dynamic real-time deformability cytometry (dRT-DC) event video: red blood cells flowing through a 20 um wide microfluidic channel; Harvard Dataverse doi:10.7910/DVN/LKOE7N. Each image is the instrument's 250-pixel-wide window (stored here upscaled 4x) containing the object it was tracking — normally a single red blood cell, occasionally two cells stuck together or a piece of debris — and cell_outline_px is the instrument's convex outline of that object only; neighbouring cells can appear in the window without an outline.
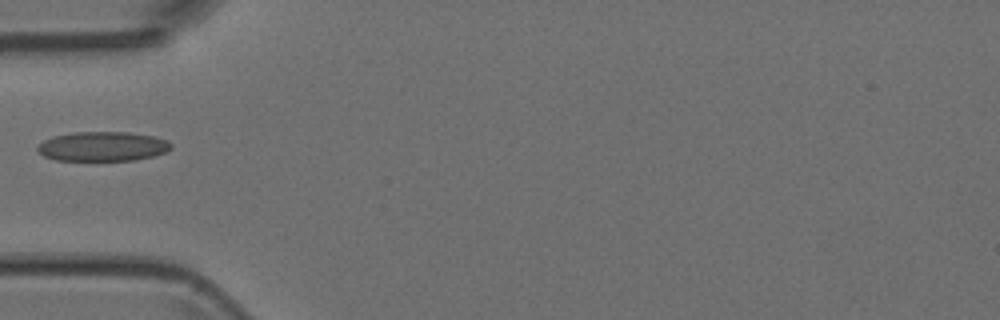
{"species": "Egyptian fruit bat (a non-hibernating species)", "species_latin": "Rousettus aegyptiacus", "temperature_condition": "room temperature", "stored_images_in_passage": 29, "camera_frame_rate_fps": 3000, "um_per_image_px": 0.085, "animal": {"sex": "female"}, "frame": {"image": 1, "passage_image": 1, "time_ms": 0.0, "image_size_px": [1000, 320], "cell_outline_px": [[172, 148], [156, 156], [136, 160], [56, 160], [44, 156], [36, 148], [44, 140], [52, 136], [72, 132], [128, 132], [152, 136], [168, 140], [172, 144]], "centroid_in_image_um": [8.75, 12.44], "position_along_channel_um": 76.3, "area_um2": 23.0}}
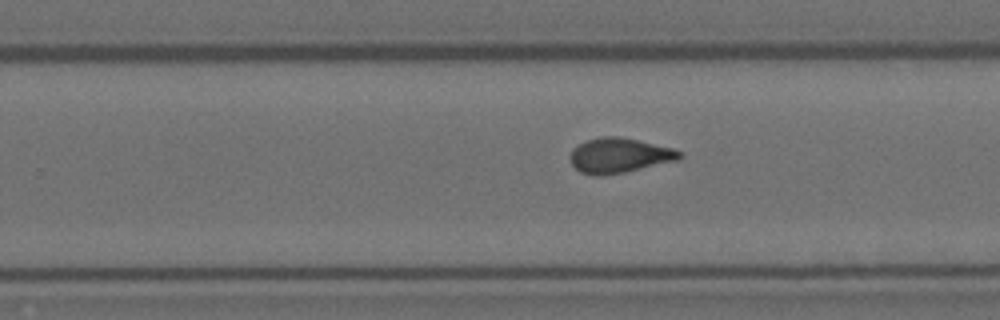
{"frame": {"image": 2, "passage_image": 16, "time_ms": 5.0, "image_size_px": [1000, 320], "cell_outline_px": [[684, 156], [680, 160], [624, 172], [600, 176], [596, 176], [580, 172], [572, 164], [568, 156], [572, 148], [588, 140], [600, 136], [620, 136], [672, 148], [680, 152]], "centroid_in_image_um": [52.63, 13.21], "position_along_channel_um": 277.2, "area_um2": 22.31}}
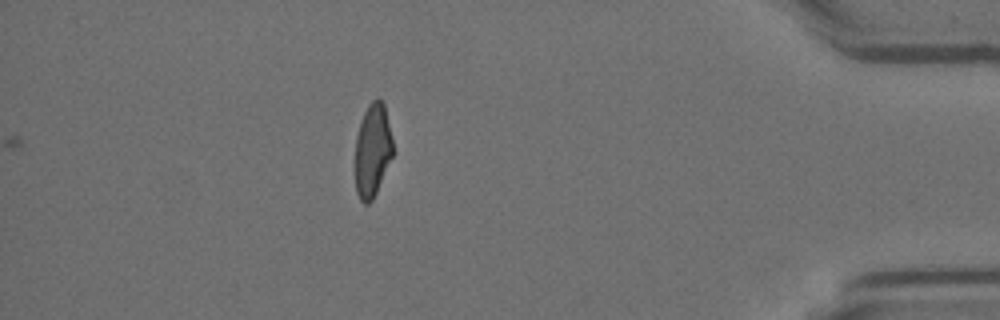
{"frame": {"image": 3, "passage_image": 29, "time_ms": 9.333, "image_size_px": [1000, 320], "cell_outline_px": [[392, 156], [376, 192], [372, 200], [368, 204], [364, 204], [360, 200], [356, 192], [356, 136], [364, 112], [368, 104], [376, 96], [380, 96], [384, 104], [392, 140]], "centroid_in_image_um": [31.66, 12.74], "position_along_channel_um": 403.5, "area_um2": 20.23}}